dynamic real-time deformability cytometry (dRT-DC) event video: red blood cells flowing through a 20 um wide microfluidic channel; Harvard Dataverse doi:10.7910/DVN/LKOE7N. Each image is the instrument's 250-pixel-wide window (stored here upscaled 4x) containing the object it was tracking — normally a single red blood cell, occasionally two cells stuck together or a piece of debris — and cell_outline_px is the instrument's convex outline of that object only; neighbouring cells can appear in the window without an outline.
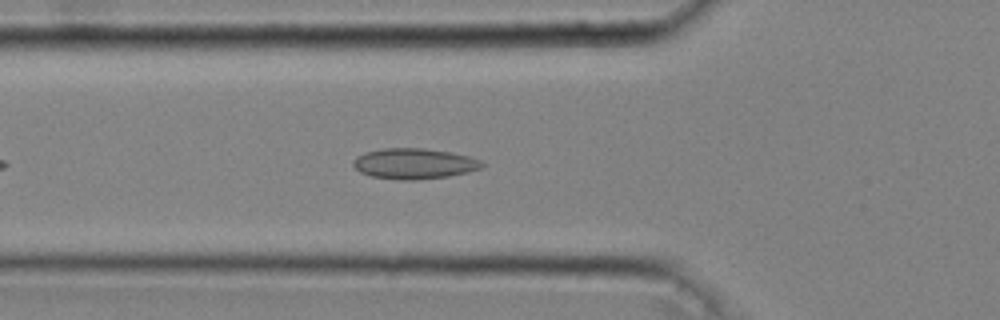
{"species": "common noctule bat (a hibernating species)", "species_latin": "Nyctalus noctula", "temperature_condition": "cold", "stored_images_in_passage": 35, "camera_frame_rate_fps": 3000, "um_per_image_px": 0.085, "animal": {"sex": "male", "body_mass_g": 20.4}, "frame": {"image": 1, "passage_image": 5, "time_ms": 1.333, "image_size_px": [1000, 320], "cell_outline_px": [[484, 168], [468, 172], [448, 176], [416, 180], [400, 180], [372, 176], [360, 172], [352, 164], [352, 160], [356, 156], [364, 152], [380, 148], [424, 148], [452, 152], [468, 156], [480, 160], [484, 164]], "centroid_in_image_um": [35.2, 13.9], "position_along_channel_um": 90.6, "area_um2": 23.18}}
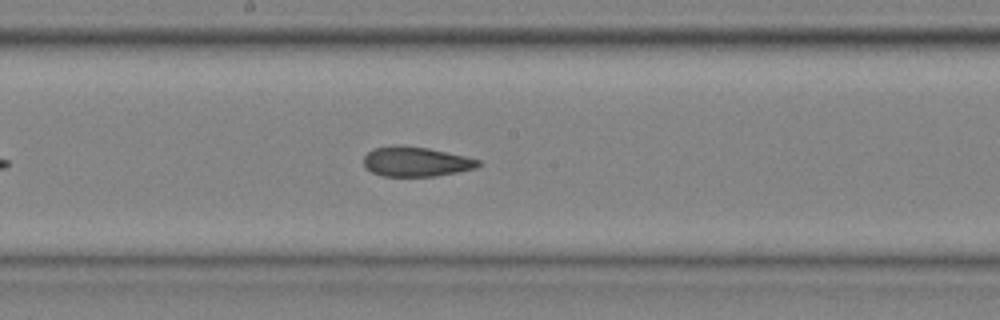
{"frame": {"image": 2, "passage_image": 14, "time_ms": 4.333, "image_size_px": [1000, 320], "cell_outline_px": [[480, 164], [476, 168], [436, 176], [380, 176], [372, 172], [364, 164], [364, 156], [372, 148], [396, 144], [400, 144], [428, 148], [464, 156], [480, 160]], "centroid_in_image_um": [35.32, 13.73], "position_along_channel_um": 212.9, "area_um2": 19.88}}
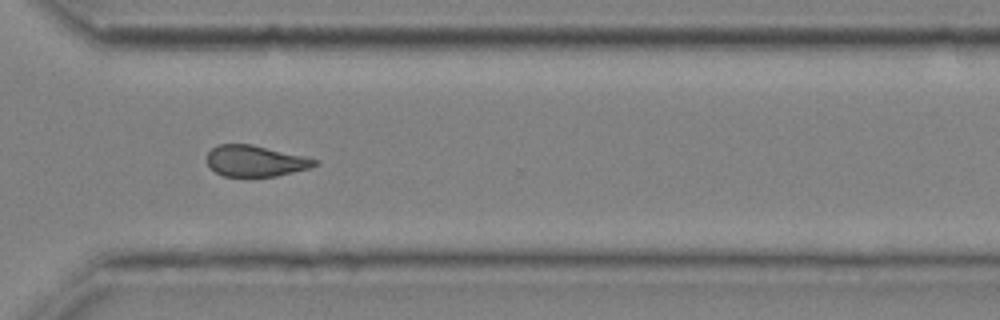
{"frame": {"image": 3, "passage_image": 24, "time_ms": 7.667, "image_size_px": [1000, 320], "cell_outline_px": [[320, 164], [312, 168], [276, 176], [224, 176], [216, 172], [208, 164], [208, 152], [212, 148], [220, 144], [252, 144], [304, 156], [320, 160]], "centroid_in_image_um": [21.78, 13.68], "position_along_channel_um": 348.8, "area_um2": 19.54}, "authors_computed_cell_mechanics": {"area_um2": 20.23, "velocity_mm_per_s": 4.0692, "shape_relaxation_time_tau1_ms": null, "shape_relaxation_time_tau2_ms": 3.2634, "deformation_change_tau1": null, "deformation_change_tau2": 0.1057}}